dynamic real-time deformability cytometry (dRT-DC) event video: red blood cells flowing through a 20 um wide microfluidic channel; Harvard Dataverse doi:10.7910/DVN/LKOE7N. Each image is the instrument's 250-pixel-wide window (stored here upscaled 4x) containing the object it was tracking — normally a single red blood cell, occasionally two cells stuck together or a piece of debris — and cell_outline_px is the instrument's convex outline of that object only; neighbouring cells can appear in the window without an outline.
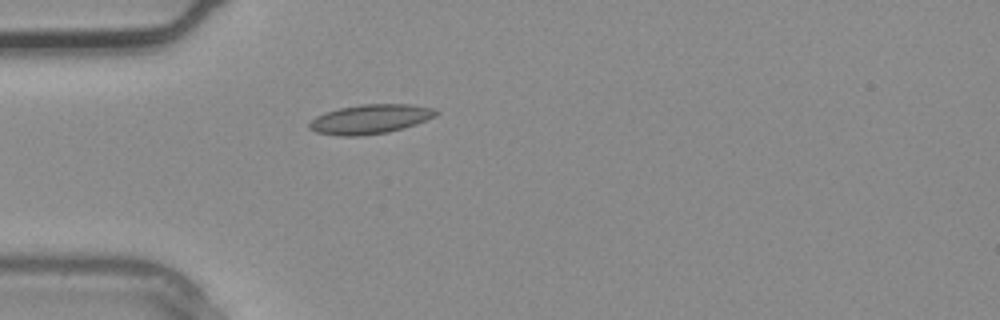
{"species": "common noctule bat (a hibernating species)", "species_latin": "Nyctalus noctula", "temperature_condition": "warm", "stored_images_in_passage": 2, "camera_frame_rate_fps": 3000, "um_per_image_px": 0.085, "animal": {"sex": "male", "body_mass_g": 20.4}, "frame": {"image": 1, "passage_image": 2, "time_ms": 0.333, "image_size_px": [1000, 320], "cell_outline_px": [[440, 112], [436, 116], [416, 124], [404, 128], [388, 132], [364, 136], [340, 136], [316, 132], [308, 128], [308, 124], [316, 116], [324, 112], [340, 108], [360, 104], [412, 104], [436, 108]], "centroid_in_image_um": [31.49, 10.12], "position_along_channel_um": 53.5, "area_um2": 21.96}}